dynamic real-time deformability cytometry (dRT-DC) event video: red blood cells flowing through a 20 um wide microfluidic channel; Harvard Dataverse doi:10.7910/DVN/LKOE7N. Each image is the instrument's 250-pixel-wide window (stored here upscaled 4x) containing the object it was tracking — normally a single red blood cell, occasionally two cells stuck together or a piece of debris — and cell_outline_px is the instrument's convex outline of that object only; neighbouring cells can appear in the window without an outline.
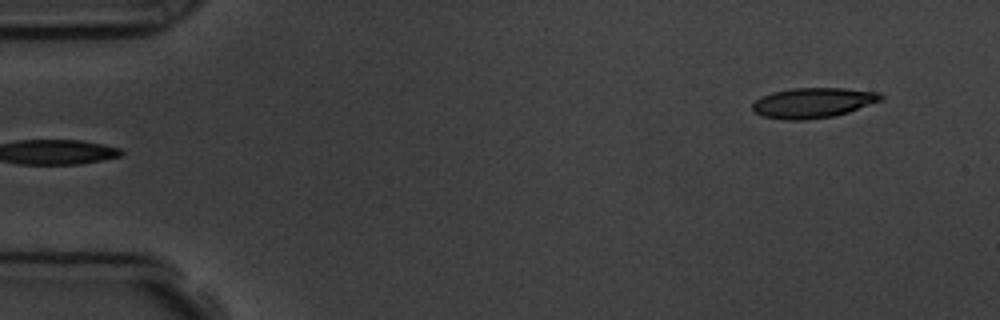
{"species": "common noctule bat (a hibernating species)", "species_latin": "Nyctalus noctula", "temperature_condition": "room temperature", "stored_images_in_passage": 4, "segment_of_instrument_passage": [2, 2], "camera_frame_rate_fps": 3000, "um_per_image_px": 0.085, "animal": {"sex": "male", "body_mass_g": 19.5, "forearm_length_mm": 54.6}, "frame": {"image": 1, "passage_image": 4, "time_ms": 3.333, "image_size_px": [1000, 320], "cell_outline_px": [[884, 100], [836, 116], [808, 120], [784, 120], [764, 116], [756, 112], [752, 108], [752, 104], [760, 96], [772, 92], [792, 88], [844, 88], [880, 92], [884, 96]], "centroid_in_image_um": [69.15, 8.74], "position_along_channel_um": 15.9, "area_um2": 22.83}}